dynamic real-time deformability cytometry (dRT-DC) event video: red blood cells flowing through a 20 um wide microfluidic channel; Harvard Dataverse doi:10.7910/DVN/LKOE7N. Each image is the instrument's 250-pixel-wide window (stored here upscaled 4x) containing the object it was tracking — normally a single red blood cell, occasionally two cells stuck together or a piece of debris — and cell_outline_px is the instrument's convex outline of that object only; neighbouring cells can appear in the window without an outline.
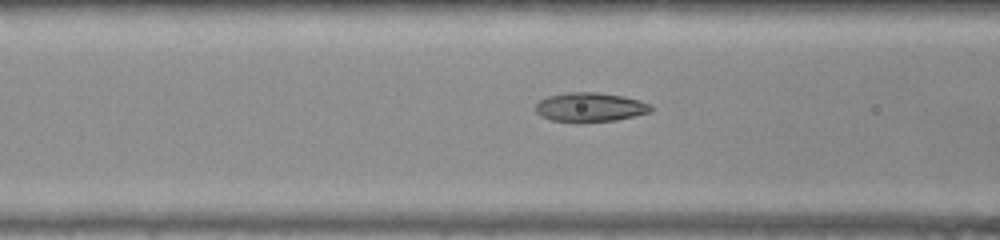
{"species": "common noctule bat (a hibernating species)", "species_latin": "Nyctalus noctula", "temperature_condition": "warm", "stored_images_in_passage": 30, "camera_frame_rate_fps": 3000, "um_per_image_px": 0.085, "animal": {"sex": "female", "body_mass_g": 22.0, "forearm_length_mm": 56.7}, "frame": {"image": 1, "passage_image": 9, "time_ms": 2.667, "image_size_px": [1000, 240], "cell_outline_px": [[652, 112], [616, 120], [580, 124], [576, 124], [552, 120], [540, 116], [536, 112], [536, 104], [540, 100], [548, 96], [568, 92], [596, 92], [624, 96], [640, 100], [648, 104], [652, 108]], "centroid_in_image_um": [50.14, 9.14], "position_along_channel_um": 116.5, "area_um2": 20.06}}
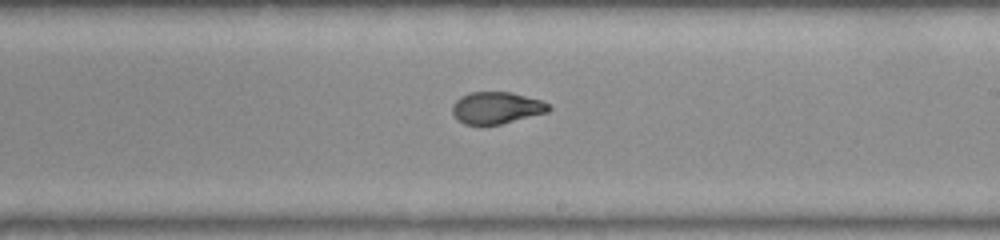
{"frame": {"image": 2, "passage_image": 19, "time_ms": 6.0, "image_size_px": [1000, 240], "cell_outline_px": [[552, 108], [548, 112], [500, 124], [464, 124], [452, 112], [452, 104], [460, 96], [468, 92], [512, 92], [540, 100], [548, 104]], "centroid_in_image_um": [42.2, 9.15], "position_along_channel_um": 246.8, "area_um2": 17.74}}
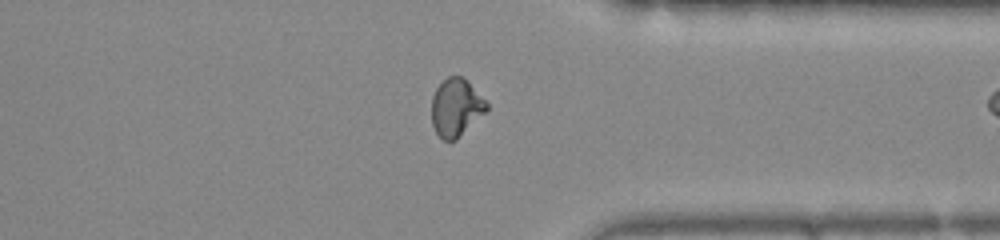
{"frame": {"image": 3, "passage_image": 29, "time_ms": 9.333, "image_size_px": [1000, 240], "cell_outline_px": [[488, 108], [456, 140], [444, 140], [436, 132], [432, 124], [432, 96], [436, 88], [448, 76], [460, 76], [468, 80], [488, 104]], "centroid_in_image_um": [38.75, 9.12], "position_along_channel_um": 372.7, "area_um2": 18.21}}